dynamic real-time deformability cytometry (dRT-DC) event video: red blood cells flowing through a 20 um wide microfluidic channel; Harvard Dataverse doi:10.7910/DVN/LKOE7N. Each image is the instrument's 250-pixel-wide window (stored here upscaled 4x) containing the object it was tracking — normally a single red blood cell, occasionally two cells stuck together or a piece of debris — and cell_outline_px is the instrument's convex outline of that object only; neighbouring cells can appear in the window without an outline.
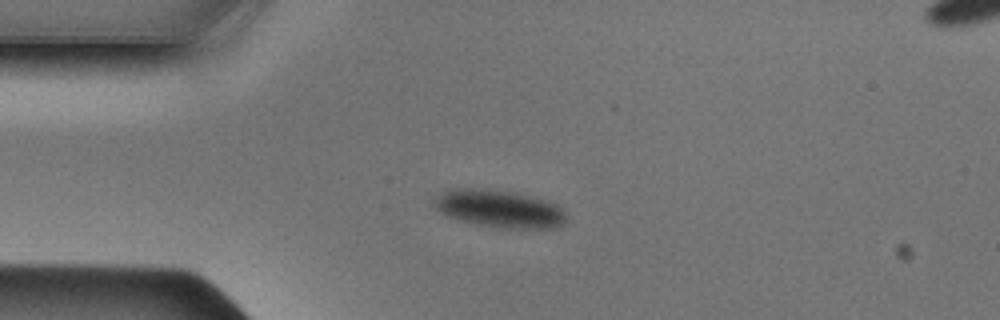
{"species": "Egyptian fruit bat (a non-hibernating species)", "species_latin": "Rousettus aegyptiacus", "temperature_condition": "cold", "stored_images_in_passage": 44, "camera_frame_rate_fps": 3000, "um_per_image_px": 0.085, "animal": {"sex": "male"}, "frame": {"image": 1, "passage_image": 11, "time_ms": 3.333, "image_size_px": [1000, 320], "cell_outline_px": [[568, 216], [564, 224], [556, 228], [500, 228], [476, 224], [460, 220], [448, 216], [440, 212], [432, 204], [432, 200], [436, 196], [452, 188], [488, 188], [512, 192], [544, 200], [556, 204]], "centroid_in_image_um": [42.42, 17.74], "position_along_channel_um": 42.6, "area_um2": 29.02}}
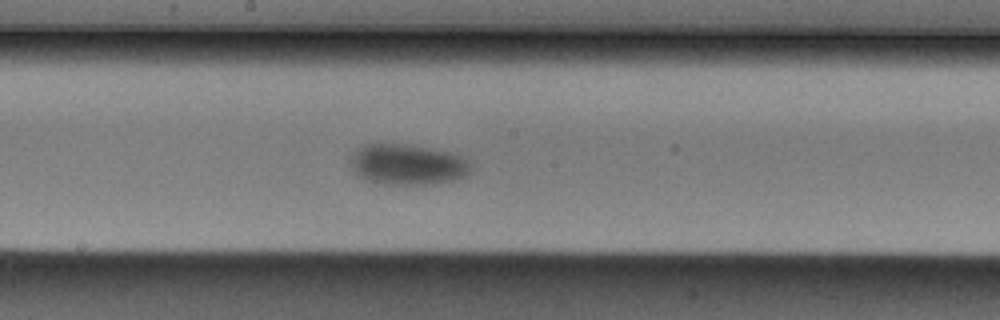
{"frame": {"image": 2, "passage_image": 25, "time_ms": 8.0, "image_size_px": [1000, 320], "cell_outline_px": [[468, 172], [464, 176], [452, 180], [432, 184], [384, 184], [368, 180], [360, 176], [348, 164], [348, 156], [356, 148], [364, 144], [404, 144], [448, 152], [460, 156], [468, 160]], "centroid_in_image_um": [34.53, 13.97], "position_along_channel_um": 213.7, "area_um2": 28.26}}
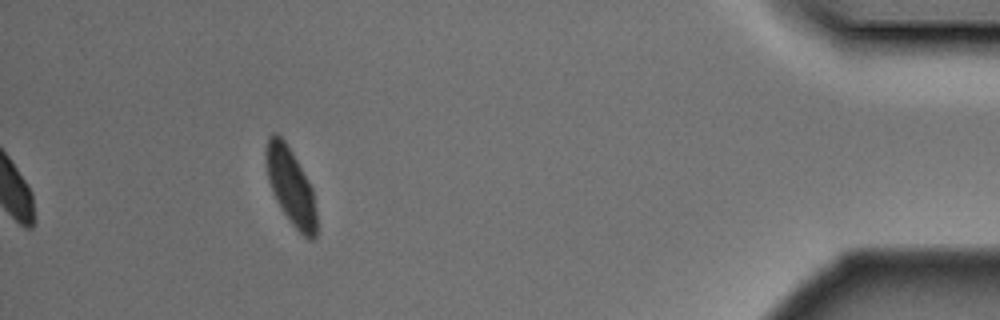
{"frame": {"image": 3, "passage_image": 44, "time_ms": 14.333, "image_size_px": [1000, 320], "cell_outline_px": [[316, 236], [312, 240], [308, 240], [292, 224], [276, 200], [268, 180], [264, 160], [264, 148], [268, 136], [272, 132], [276, 132], [284, 140], [292, 152], [312, 188], [316, 212]], "centroid_in_image_um": [24.67, 15.79], "position_along_channel_um": 410.5, "area_um2": 22.6}}